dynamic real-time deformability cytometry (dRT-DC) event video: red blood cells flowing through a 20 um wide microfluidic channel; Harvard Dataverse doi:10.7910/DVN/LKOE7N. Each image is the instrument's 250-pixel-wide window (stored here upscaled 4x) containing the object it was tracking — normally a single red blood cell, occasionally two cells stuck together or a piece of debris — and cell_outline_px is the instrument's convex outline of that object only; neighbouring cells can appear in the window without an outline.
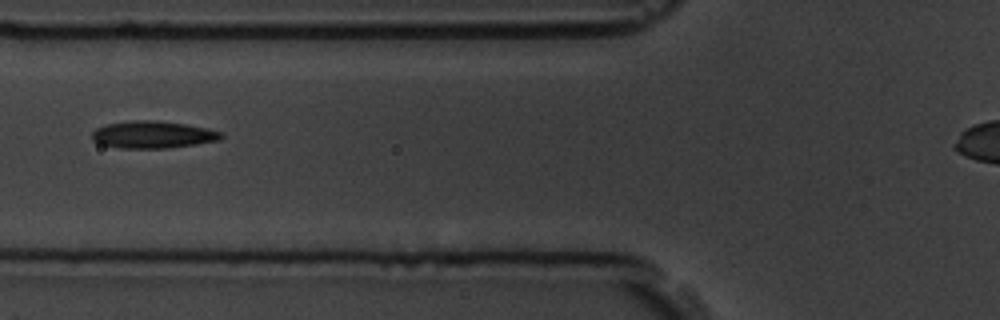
{"species": "common noctule bat (a hibernating species)", "species_latin": "Nyctalus noctula", "temperature_condition": "room temperature", "stored_images_in_passage": 2, "camera_frame_rate_fps": 3000, "um_per_image_px": 0.085, "animal": {"sex": "male", "body_mass_g": 19.5, "forearm_length_mm": 54.6}, "frame": {"image": 1, "passage_image": 2, "time_ms": 1.0, "image_size_px": [1000, 320], "cell_outline_px": [[224, 136], [220, 140], [196, 144], [168, 148], [120, 148], [100, 144], [92, 140], [92, 132], [96, 128], [108, 124], [136, 120], [156, 120], [184, 124], [208, 128], [224, 132]], "centroid_in_image_um": [13.02, 11.45], "position_along_channel_um": 112.8, "area_um2": 20.52}}